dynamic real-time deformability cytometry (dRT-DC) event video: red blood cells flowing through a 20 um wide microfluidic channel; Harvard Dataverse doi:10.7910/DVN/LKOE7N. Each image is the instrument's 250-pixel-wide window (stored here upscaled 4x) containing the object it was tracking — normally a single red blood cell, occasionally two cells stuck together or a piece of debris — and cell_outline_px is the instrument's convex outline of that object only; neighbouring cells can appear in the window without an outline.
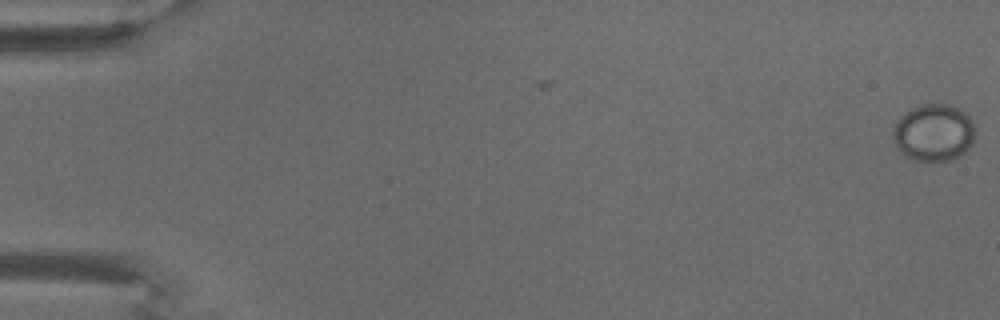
{"species": "common noctule bat (a hibernating species)", "species_latin": "Nyctalus noctula", "temperature_condition": "warm", "stored_images_in_passage": 3, "camera_frame_rate_fps": 3000, "um_per_image_px": 0.085, "animal": {"sex": "male", "body_mass_g": 18.8}, "frame": {"image": 1, "passage_image": 1, "time_ms": 0.0, "image_size_px": [1000, 320], "cell_outline_px": [[976, 128], [972, 144], [964, 152], [952, 160], [912, 160], [904, 156], [896, 144], [892, 136], [892, 128], [896, 120], [900, 116], [912, 108], [920, 104], [952, 104], [960, 108], [972, 120]], "centroid_in_image_um": [79.36, 11.25], "position_along_channel_um": 5.6, "area_um2": 27.63}}